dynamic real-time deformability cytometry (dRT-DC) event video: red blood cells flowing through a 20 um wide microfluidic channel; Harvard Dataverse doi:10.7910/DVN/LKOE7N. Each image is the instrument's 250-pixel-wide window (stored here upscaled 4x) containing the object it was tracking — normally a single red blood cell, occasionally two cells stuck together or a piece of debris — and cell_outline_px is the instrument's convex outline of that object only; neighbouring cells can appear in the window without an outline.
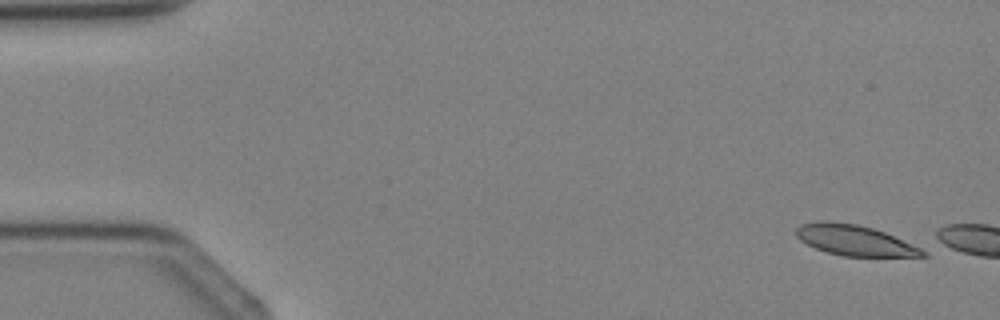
{"species": "Egyptian fruit bat (a non-hibernating species)", "species_latin": "Rousettus aegyptiacus", "temperature_condition": "cold", "stored_images_in_passage": 2, "camera_frame_rate_fps": 3000, "um_per_image_px": 0.085, "animal": {"sex": "female"}, "frame": {"image": 1, "passage_image": 1, "time_ms": 0.0, "image_size_px": [1000, 320], "cell_outline_px": [[928, 256], [844, 256], [828, 252], [816, 248], [800, 240], [796, 236], [796, 228], [800, 224], [820, 220], [828, 220], [856, 224], [872, 228], [884, 232], [928, 248]], "centroid_in_image_um": [72.74, 20.42], "position_along_channel_um": 12.3, "area_um2": 22.89}}